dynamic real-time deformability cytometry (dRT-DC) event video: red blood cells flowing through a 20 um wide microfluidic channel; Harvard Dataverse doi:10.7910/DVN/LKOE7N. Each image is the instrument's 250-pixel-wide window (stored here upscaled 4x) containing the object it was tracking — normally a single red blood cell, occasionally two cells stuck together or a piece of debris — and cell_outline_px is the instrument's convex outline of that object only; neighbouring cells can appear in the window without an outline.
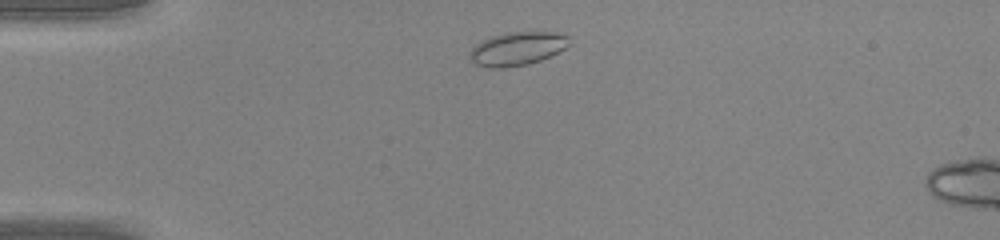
{"species": "common noctule bat (a hibernating species)", "species_latin": "Nyctalus noctula", "temperature_condition": "warm", "stored_images_in_passage": 6, "camera_frame_rate_fps": 3000, "um_per_image_px": 0.085, "animal": {"sex": "male", "body_mass_g": 20.0, "forearm_length_mm": 53.3}, "frame": {"image": 1, "passage_image": 3, "time_ms": 0.667, "image_size_px": [1000, 240], "cell_outline_px": [[572, 44], [540, 60], [528, 64], [504, 68], [492, 68], [476, 64], [472, 60], [468, 52], [476, 44], [492, 36], [504, 32], [556, 32], [568, 36]], "centroid_in_image_um": [43.97, 4.13], "position_along_channel_um": 41.0, "area_um2": 19.31}}